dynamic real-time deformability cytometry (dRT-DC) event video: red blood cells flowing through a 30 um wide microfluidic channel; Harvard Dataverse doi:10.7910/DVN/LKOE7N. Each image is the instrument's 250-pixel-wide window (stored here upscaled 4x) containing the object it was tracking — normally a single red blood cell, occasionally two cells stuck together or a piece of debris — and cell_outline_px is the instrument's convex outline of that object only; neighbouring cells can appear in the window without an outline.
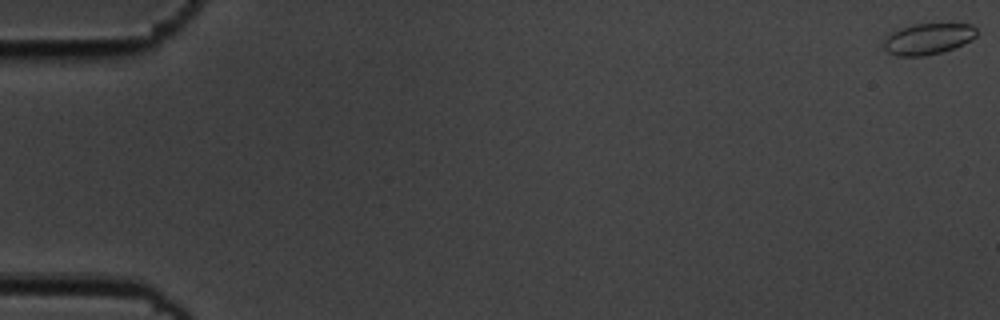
{"species": "common noctule bat (a hibernating species)", "species_latin": "Nyctalus noctula", "temperature_condition": "cold", "stored_images_in_passage": 9, "camera_frame_rate_fps": 3000, "um_per_image_px": 0.085, "animal": {"sex": "male", "body_mass_g": 19.5, "forearm_length_mm": 54.6}, "frame": {"image": 1, "passage_image": 1, "time_ms": 0.0, "image_size_px": [1000, 320], "cell_outline_px": [[976, 36], [972, 40], [964, 44], [940, 52], [924, 56], [896, 56], [888, 52], [884, 48], [884, 40], [892, 32], [900, 28], [916, 24], [972, 24], [976, 28]], "centroid_in_image_um": [78.89, 3.3], "position_along_channel_um": 6.1, "area_um2": 16.7}}